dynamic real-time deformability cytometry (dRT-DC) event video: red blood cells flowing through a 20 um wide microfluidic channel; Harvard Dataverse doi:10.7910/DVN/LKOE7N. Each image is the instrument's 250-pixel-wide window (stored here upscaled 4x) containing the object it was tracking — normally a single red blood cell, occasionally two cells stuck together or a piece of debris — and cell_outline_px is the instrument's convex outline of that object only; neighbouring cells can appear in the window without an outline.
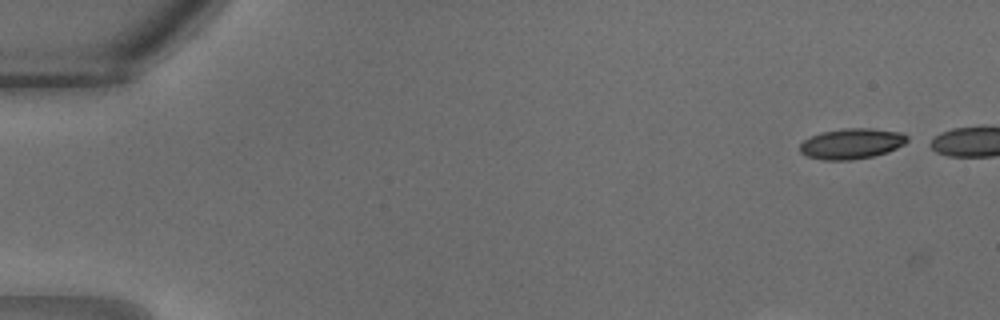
{"species": "common noctule bat (a hibernating species)", "species_latin": "Nyctalus noctula", "temperature_condition": "warm", "stored_images_in_passage": 3, "camera_frame_rate_fps": 3000, "um_per_image_px": 0.085, "animal": {"sex": "male", "body_mass_g": 18.8}, "frame": {"image": 1, "passage_image": 2, "time_ms": 0.333, "image_size_px": [1000, 320], "cell_outline_px": [[908, 140], [904, 144], [888, 152], [872, 156], [852, 160], [824, 160], [808, 156], [800, 152], [800, 144], [804, 140], [820, 132], [844, 128], [872, 128], [900, 132], [908, 136]], "centroid_in_image_um": [72.39, 12.2], "position_along_channel_um": 12.6, "area_um2": 19.07}}